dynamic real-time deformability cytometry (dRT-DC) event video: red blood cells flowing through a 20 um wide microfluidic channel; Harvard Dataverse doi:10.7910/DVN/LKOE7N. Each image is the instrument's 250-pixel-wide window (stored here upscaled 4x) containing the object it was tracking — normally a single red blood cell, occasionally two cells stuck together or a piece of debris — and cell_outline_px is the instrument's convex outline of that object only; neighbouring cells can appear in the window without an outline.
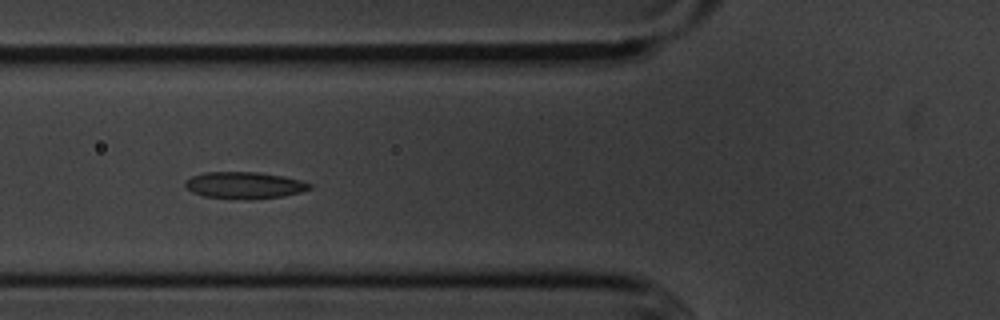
{"species": "common noctule bat (a hibernating species)", "species_latin": "Nyctalus noctula", "temperature_condition": "cold", "stored_images_in_passage": 8, "camera_frame_rate_fps": 3000, "um_per_image_px": 0.085, "animal": {"sex": "male", "body_mass_g": 20.1, "forearm_length_mm": 53.5}, "frame": {"image": 1, "passage_image": 6, "time_ms": 6.0, "image_size_px": [1000, 320], "cell_outline_px": [[312, 188], [300, 192], [284, 196], [248, 200], [244, 200], [204, 196], [192, 192], [184, 188], [184, 184], [192, 176], [204, 172], [256, 172], [284, 176], [300, 180], [312, 184]], "centroid_in_image_um": [20.77, 15.75], "position_along_channel_um": 105.0, "area_um2": 19.54}}
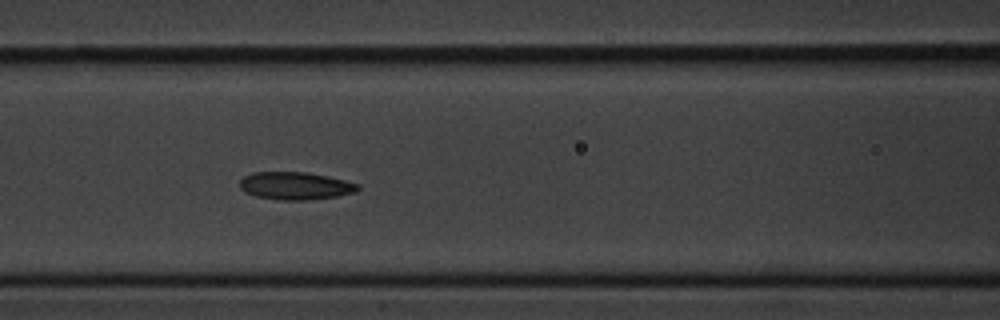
{"frame": {"image": 2, "passage_image": 7, "time_ms": 7.0, "image_size_px": [1000, 320], "cell_outline_px": [[360, 188], [356, 192], [336, 196], [304, 200], [280, 200], [256, 196], [244, 192], [240, 188], [240, 180], [244, 176], [252, 172], [308, 172], [328, 176], [360, 184]], "centroid_in_image_um": [25.1, 15.78], "position_along_channel_um": 141.5, "area_um2": 19.07}}
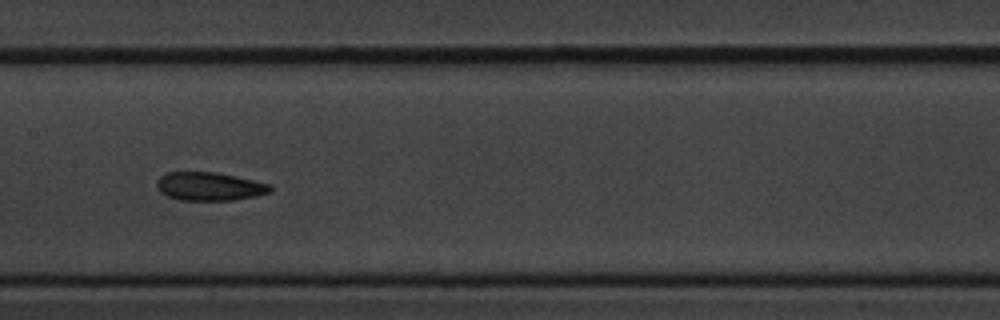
{"frame": {"image": 3, "passage_image": 8, "time_ms": 8.333, "image_size_px": [1000, 320], "cell_outline_px": [[272, 192], [256, 196], [232, 200], [180, 200], [168, 196], [160, 192], [156, 184], [156, 180], [160, 176], [168, 172], [216, 172], [236, 176], [272, 184]], "centroid_in_image_um": [17.83, 15.84], "position_along_channel_um": 189.6, "area_um2": 18.9}}